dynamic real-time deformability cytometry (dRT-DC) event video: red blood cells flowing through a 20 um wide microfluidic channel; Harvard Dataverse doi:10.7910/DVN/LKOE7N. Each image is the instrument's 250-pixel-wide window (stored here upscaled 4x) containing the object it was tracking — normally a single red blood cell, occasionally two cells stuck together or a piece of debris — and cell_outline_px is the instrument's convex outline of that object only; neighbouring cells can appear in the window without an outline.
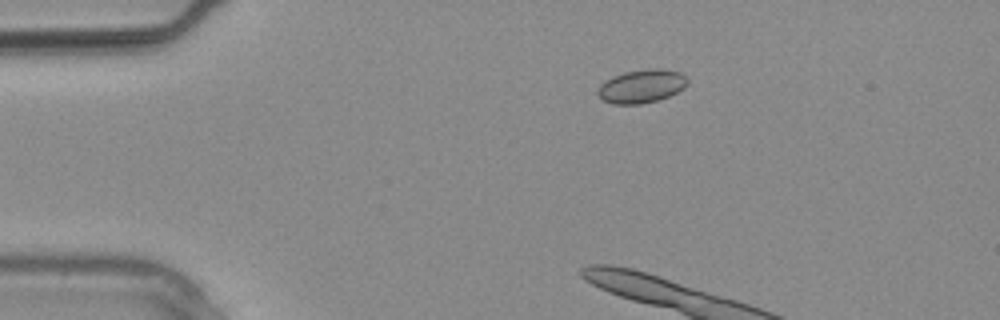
{"species": "common noctule bat (a hibernating species)", "species_latin": "Nyctalus noctula", "temperature_condition": "warm", "stored_images_in_passage": 5, "camera_frame_rate_fps": 3000, "um_per_image_px": 0.085, "animal": {"sex": "male", "body_mass_g": 20.4}, "frame": {"image": 1, "passage_image": 1, "time_ms": 0.0, "image_size_px": [1000, 320], "cell_outline_px": [[688, 84], [684, 88], [668, 96], [656, 100], [640, 104], [612, 104], [604, 100], [596, 92], [596, 88], [604, 80], [612, 76], [624, 72], [648, 68], [664, 68], [680, 72], [688, 80]], "centroid_in_image_um": [54.51, 7.31], "position_along_channel_um": 30.5, "area_um2": 17.63}}